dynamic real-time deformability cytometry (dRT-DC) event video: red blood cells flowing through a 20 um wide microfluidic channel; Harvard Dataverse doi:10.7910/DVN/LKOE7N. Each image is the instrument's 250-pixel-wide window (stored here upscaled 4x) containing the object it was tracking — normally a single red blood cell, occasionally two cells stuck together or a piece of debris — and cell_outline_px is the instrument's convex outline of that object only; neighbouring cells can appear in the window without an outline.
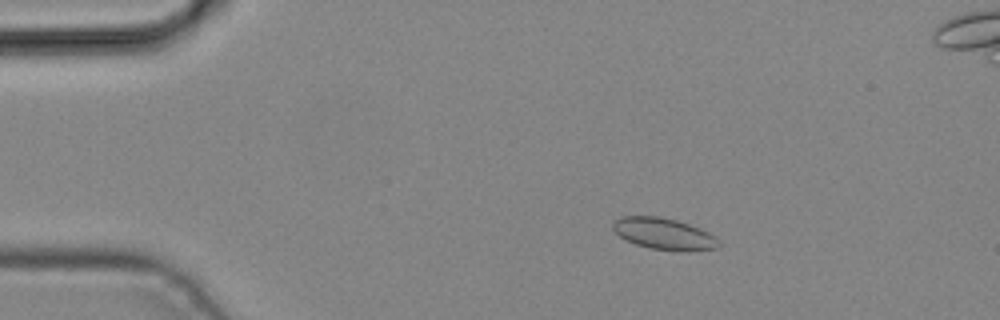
{"species": "common noctule bat (a hibernating species)", "species_latin": "Nyctalus noctula", "temperature_condition": "cold", "stored_images_in_passage": 5, "camera_frame_rate_fps": 3000, "um_per_image_px": 0.085, "animal": {"sex": "male", "body_mass_g": 19.2, "forearm_length_mm": 51.8}, "frame": {"image": 1, "passage_image": 3, "time_ms": 0.667, "image_size_px": [1000, 320], "cell_outline_px": [[720, 248], [688, 252], [648, 248], [636, 244], [620, 236], [612, 228], [612, 220], [620, 216], [660, 216], [676, 220], [700, 228], [716, 236], [720, 240]], "centroid_in_image_um": [56.47, 19.88], "position_along_channel_um": 28.5, "area_um2": 19.77}}